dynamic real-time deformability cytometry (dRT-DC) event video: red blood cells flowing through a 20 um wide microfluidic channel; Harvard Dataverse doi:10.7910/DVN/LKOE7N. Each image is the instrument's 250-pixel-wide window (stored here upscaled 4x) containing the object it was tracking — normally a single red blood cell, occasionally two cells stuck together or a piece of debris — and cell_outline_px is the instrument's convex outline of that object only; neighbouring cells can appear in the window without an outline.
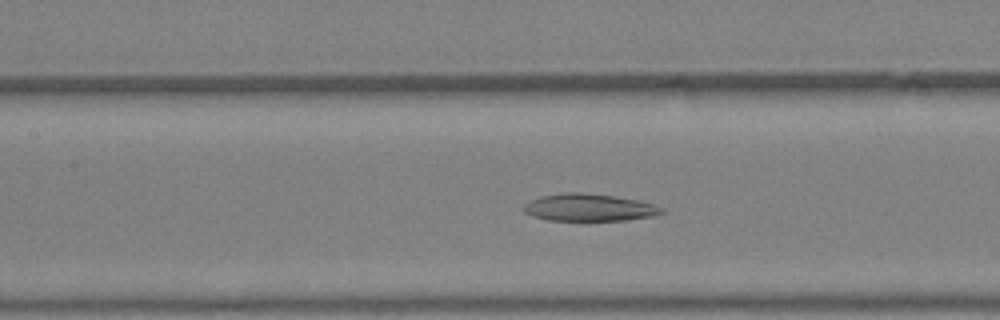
{"species": "Egyptian fruit bat (a non-hibernating species)", "species_latin": "Rousettus aegyptiacus", "temperature_condition": "warm", "stored_images_in_passage": 41, "camera_frame_rate_fps": 3000, "um_per_image_px": 0.085, "animal": {"sex": "female"}, "frame": {"image": 1, "passage_image": 18, "time_ms": 5.667, "image_size_px": [1000, 320], "cell_outline_px": [[664, 212], [652, 216], [628, 220], [548, 220], [532, 216], [524, 212], [524, 204], [540, 196], [564, 192], [580, 192], [612, 196], [636, 200], [656, 204], [664, 208]], "centroid_in_image_um": [50.08, 17.64], "position_along_channel_um": 157.3, "area_um2": 21.85}}
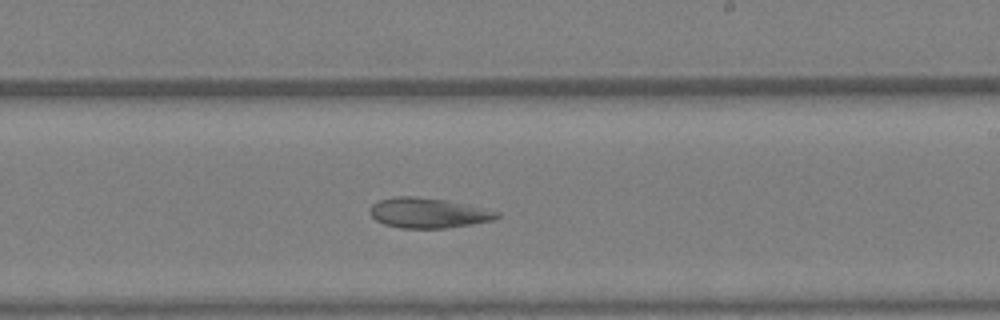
{"frame": {"image": 2, "passage_image": 24, "time_ms": 7.667, "image_size_px": [1000, 320], "cell_outline_px": [[500, 216], [492, 220], [472, 224], [448, 228], [400, 228], [384, 224], [376, 220], [368, 212], [372, 204], [380, 200], [392, 196], [416, 196], [444, 200], [500, 212]], "centroid_in_image_um": [36.35, 18.1], "position_along_channel_um": 252.7, "area_um2": 22.14}}
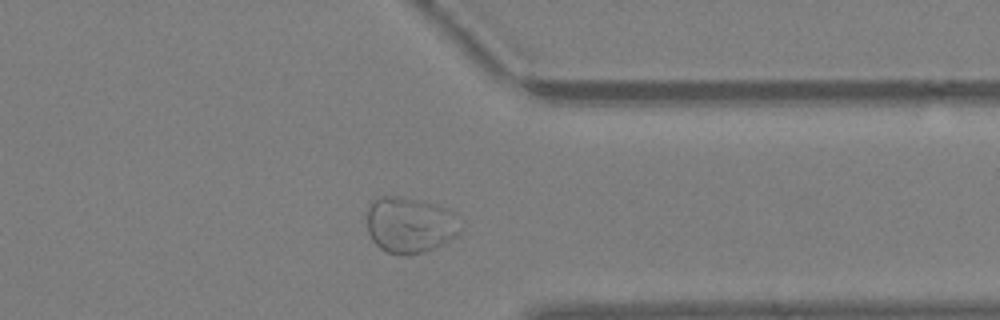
{"frame": {"image": 3, "passage_image": 32, "time_ms": 10.333, "image_size_px": [1000, 320], "cell_outline_px": [[464, 228], [456, 236], [424, 252], [408, 256], [400, 256], [388, 252], [380, 248], [372, 240], [368, 232], [368, 200], [380, 196], [396, 196], [424, 200], [448, 208], [456, 212], [460, 216]], "centroid_in_image_um": [34.88, 19.09], "position_along_channel_um": 376.5, "area_um2": 31.39}}